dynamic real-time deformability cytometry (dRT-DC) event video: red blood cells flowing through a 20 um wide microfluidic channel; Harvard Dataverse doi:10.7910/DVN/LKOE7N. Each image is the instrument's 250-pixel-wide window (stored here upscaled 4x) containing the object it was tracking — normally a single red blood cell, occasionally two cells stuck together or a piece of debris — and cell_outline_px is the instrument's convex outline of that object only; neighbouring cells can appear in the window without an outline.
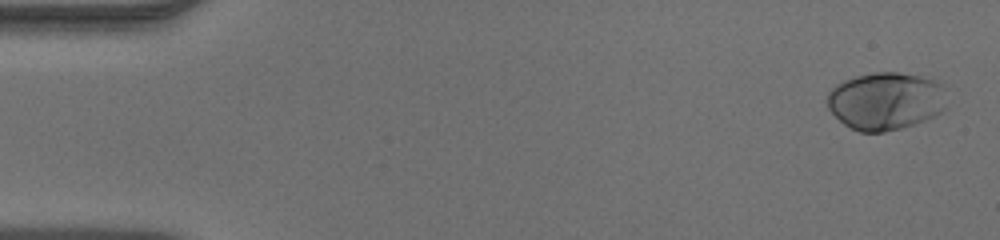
{"species": "human", "species_latin": "Homo sapiens", "temperature_condition": "warm", "stored_images_in_passage": 50, "camera_frame_rate_fps": 3000, "um_per_image_px": 0.085, "donor": {"sex": "male"}, "frame": {"image": 1, "passage_image": 2, "time_ms": 0.333, "image_size_px": [1000, 240], "cell_outline_px": [[944, 112], [936, 116], [900, 128], [884, 132], [860, 132], [844, 124], [828, 108], [824, 100], [828, 92], [836, 84], [844, 80], [856, 76], [872, 72], [896, 72], [920, 76], [936, 80], [944, 84]], "centroid_in_image_um": [75.27, 8.57], "position_along_channel_um": 9.7, "area_um2": 40.46}}
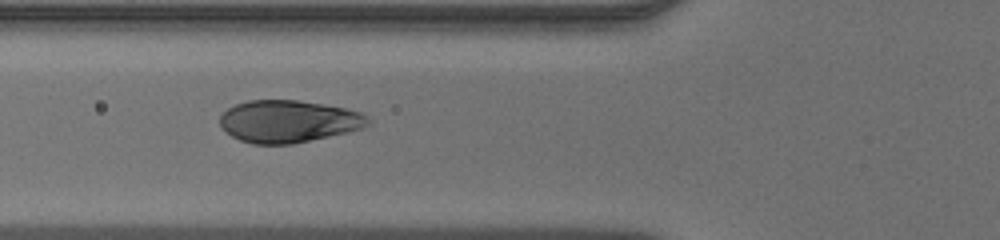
{"frame": {"image": 2, "passage_image": 19, "time_ms": 6.0, "image_size_px": [1000, 240], "cell_outline_px": [[372, 120], [364, 128], [348, 132], [292, 144], [252, 144], [240, 140], [232, 136], [220, 124], [220, 116], [228, 108], [236, 104], [248, 100], [296, 100], [344, 108], [364, 112]], "centroid_in_image_um": [24.55, 10.31], "position_along_channel_um": 101.2, "area_um2": 36.41}}
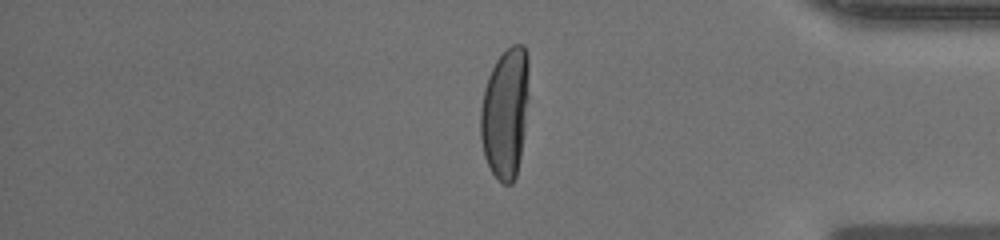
{"frame": {"image": 3, "passage_image": 42, "time_ms": 13.667, "image_size_px": [1000, 240], "cell_outline_px": [[528, 100], [524, 132], [520, 156], [516, 176], [512, 184], [504, 184], [492, 172], [484, 156], [480, 136], [480, 108], [484, 88], [488, 76], [496, 60], [512, 44], [524, 44], [528, 52]], "centroid_in_image_um": [42.95, 9.56], "position_along_channel_um": 392.3, "area_um2": 36.93}}